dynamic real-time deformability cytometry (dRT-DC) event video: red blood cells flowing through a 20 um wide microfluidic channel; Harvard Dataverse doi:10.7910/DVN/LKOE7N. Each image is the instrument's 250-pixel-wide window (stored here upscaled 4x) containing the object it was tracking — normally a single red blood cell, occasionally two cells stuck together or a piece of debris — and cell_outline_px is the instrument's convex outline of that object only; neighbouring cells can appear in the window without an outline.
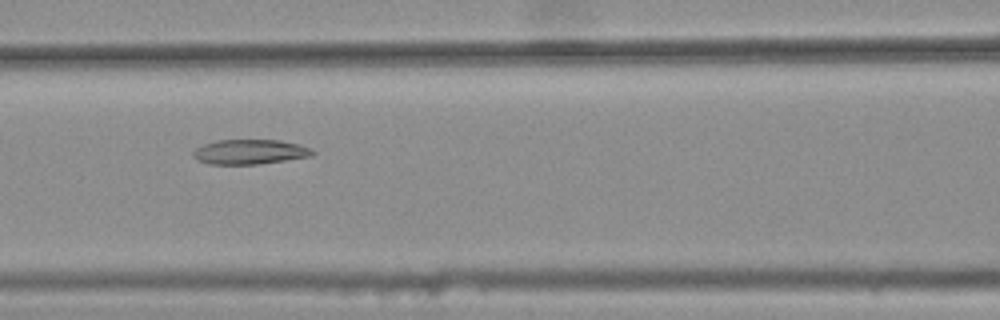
{"species": "common noctule bat (a hibernating species)", "species_latin": "Nyctalus noctula", "temperature_condition": "warm", "stored_images_in_passage": 6, "camera_frame_rate_fps": 3000, "um_per_image_px": 0.085, "animal": {"sex": "female", "body_mass_g": 25.1}, "frame": {"image": 1, "passage_image": 3, "time_ms": 0.667, "image_size_px": [1000, 320], "cell_outline_px": [[316, 152], [312, 156], [256, 164], [208, 164], [196, 160], [192, 156], [192, 152], [196, 148], [204, 144], [216, 140], [280, 140], [300, 144], [312, 148]], "centroid_in_image_um": [21.23, 12.9], "position_along_channel_um": 145.4, "area_um2": 17.34}}
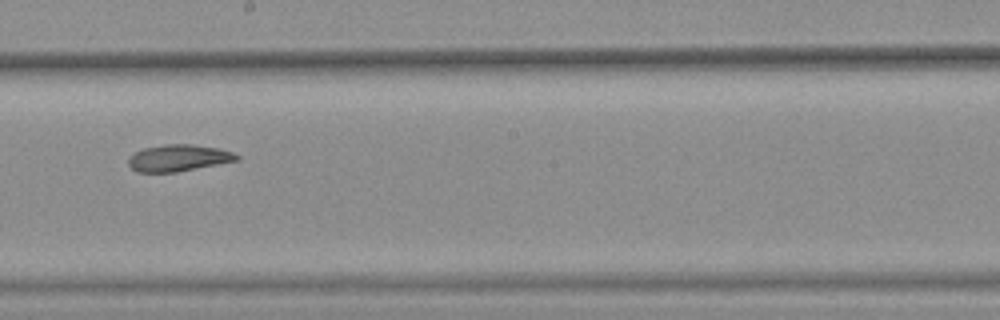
{"frame": {"image": 2, "passage_image": 5, "time_ms": 1.333, "image_size_px": [1000, 320], "cell_outline_px": [[240, 160], [176, 172], [136, 172], [128, 164], [128, 156], [144, 148], [164, 144], [192, 144], [220, 148], [232, 152], [240, 156]], "centroid_in_image_um": [15.18, 13.42], "position_along_channel_um": 233.0, "area_um2": 16.94}}
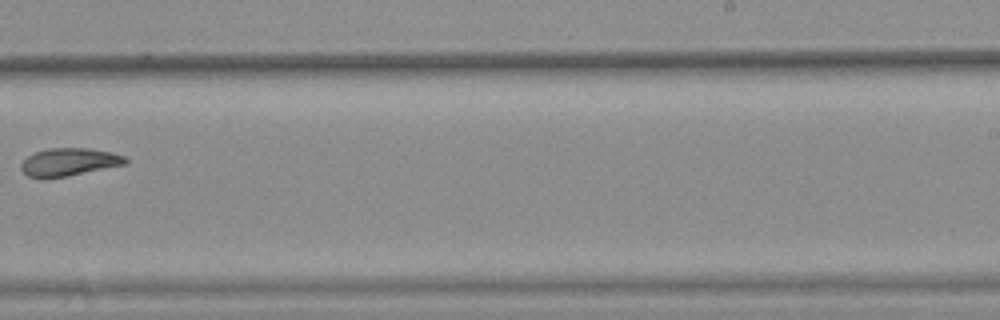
{"frame": {"image": 3, "passage_image": 6, "time_ms": 1.667, "image_size_px": [1000, 320], "cell_outline_px": [[128, 164], [68, 176], [28, 176], [20, 168], [20, 164], [28, 156], [36, 152], [48, 148], [88, 148], [112, 152], [124, 156], [128, 160]], "centroid_in_image_um": [5.93, 13.75], "position_along_channel_um": 283.1, "area_um2": 16.65}}